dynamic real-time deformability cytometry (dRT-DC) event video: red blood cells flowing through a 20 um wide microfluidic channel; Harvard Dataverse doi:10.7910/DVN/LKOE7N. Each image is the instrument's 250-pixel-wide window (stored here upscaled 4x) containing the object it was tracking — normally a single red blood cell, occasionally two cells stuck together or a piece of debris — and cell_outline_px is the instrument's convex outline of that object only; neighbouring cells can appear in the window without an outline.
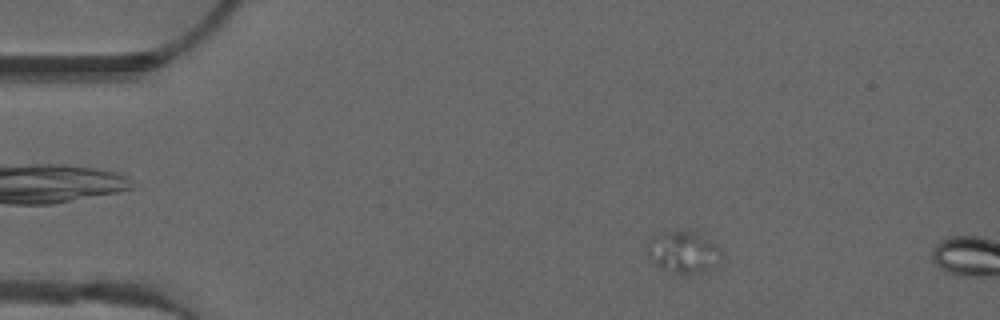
{"species": "common noctule bat (a hibernating species)", "species_latin": "Nyctalus noctula", "temperature_condition": "warm", "stored_images_in_passage": 11, "segment_of_instrument_passage": [1, 2], "camera_frame_rate_fps": 3000, "um_per_image_px": 0.085, "animal": {"sex": "male", "forearm_length_mm": 52.5}, "frame": {"image": 1, "passage_image": 8, "time_ms": 2.333, "image_size_px": [1000, 320], "cell_outline_px": [[724, 256], [716, 264], [704, 272], [672, 272], [656, 264], [648, 256], [648, 240], [652, 232], [696, 232], [716, 244], [724, 252]], "centroid_in_image_um": [58.09, 21.39], "position_along_channel_um": 26.9, "area_um2": 17.86}}